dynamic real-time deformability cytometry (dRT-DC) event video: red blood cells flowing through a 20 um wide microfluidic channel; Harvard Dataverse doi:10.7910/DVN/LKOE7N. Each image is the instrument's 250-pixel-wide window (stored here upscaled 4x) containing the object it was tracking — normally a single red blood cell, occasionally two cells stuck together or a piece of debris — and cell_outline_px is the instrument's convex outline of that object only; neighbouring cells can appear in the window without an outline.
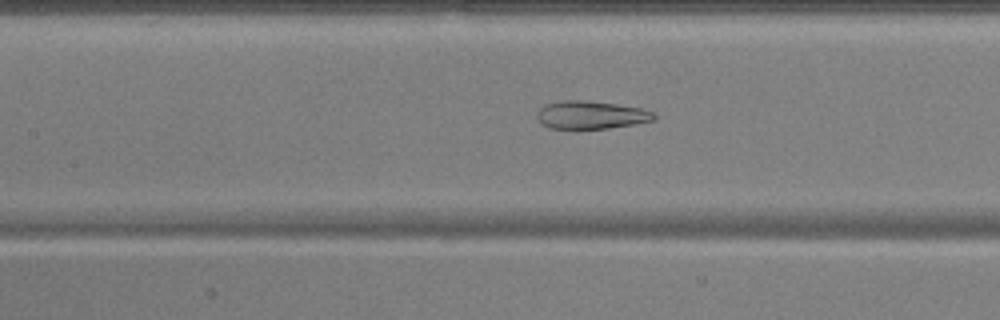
{"species": "common noctule bat (a hibernating species)", "species_latin": "Nyctalus noctula", "temperature_condition": "warm", "stored_images_in_passage": 53, "camera_frame_rate_fps": 3000, "um_per_image_px": 0.085, "animal": {"sex": "male", "body_mass_g": 17.9, "forearm_length_mm": 54.2}, "frame": {"image": 1, "passage_image": 25, "time_ms": 8.0, "image_size_px": [1000, 320], "cell_outline_px": [[656, 120], [608, 128], [576, 132], [548, 128], [540, 124], [536, 116], [536, 112], [544, 104], [564, 100], [584, 100], [616, 104], [640, 108], [652, 112], [656, 116]], "centroid_in_image_um": [50.13, 9.82], "position_along_channel_um": 157.3, "area_um2": 19.88}}
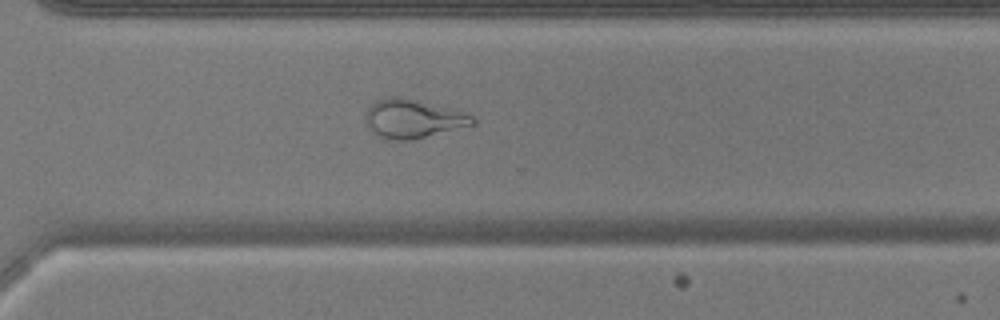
{"frame": {"image": 2, "passage_image": 39, "time_ms": 12.667, "image_size_px": [1000, 320], "cell_outline_px": [[476, 124], [408, 140], [396, 140], [380, 136], [372, 132], [364, 116], [368, 108], [376, 100], [388, 96], [404, 96], [464, 112], [472, 116], [476, 120]], "centroid_in_image_um": [35.09, 10.06], "position_along_channel_um": 335.5, "area_um2": 23.93}}
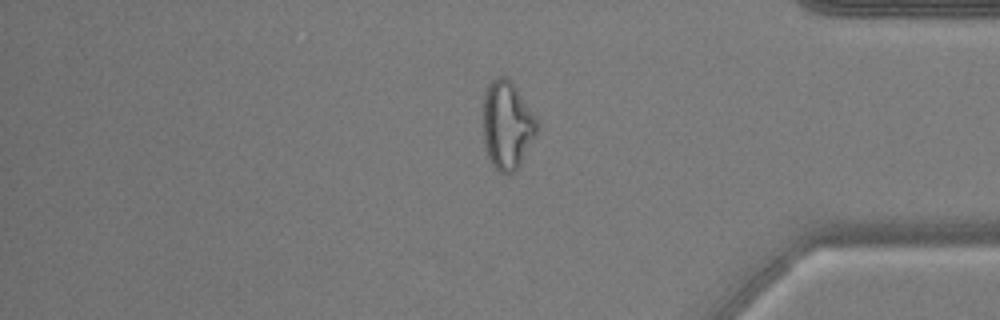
{"frame": {"image": 3, "passage_image": 45, "time_ms": 14.667, "image_size_px": [1000, 320], "cell_outline_px": [[536, 132], [516, 172], [508, 176], [500, 172], [492, 164], [484, 148], [484, 92], [488, 84], [496, 76], [504, 76], [516, 88], [536, 120]], "centroid_in_image_um": [43.06, 10.68], "position_along_channel_um": 392.1, "area_um2": 27.11}}